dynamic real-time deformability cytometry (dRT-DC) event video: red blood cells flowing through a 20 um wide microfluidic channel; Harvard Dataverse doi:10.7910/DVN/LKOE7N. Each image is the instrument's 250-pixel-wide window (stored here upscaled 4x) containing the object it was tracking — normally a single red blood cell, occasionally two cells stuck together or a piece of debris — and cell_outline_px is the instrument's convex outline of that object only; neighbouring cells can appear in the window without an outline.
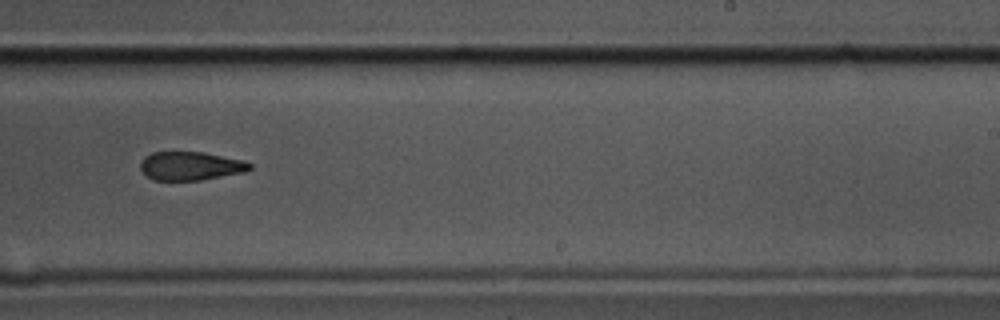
{"species": "common noctule bat (a hibernating species)", "species_latin": "Nyctalus noctula", "temperature_condition": "cold", "stored_images_in_passage": 11, "camera_frame_rate_fps": 3000, "um_per_image_px": 0.085, "animal": {"sex": "male", "body_mass_g": 17.5, "forearm_length_mm": 52.3}, "frame": {"image": 1, "passage_image": 10, "time_ms": 3.0, "image_size_px": [1000, 320], "cell_outline_px": [[252, 168], [244, 172], [200, 180], [152, 180], [140, 168], [140, 164], [144, 156], [152, 152], [204, 152], [244, 160], [252, 164]], "centroid_in_image_um": [16.2, 14.1], "position_along_channel_um": 272.8, "area_um2": 18.21}}
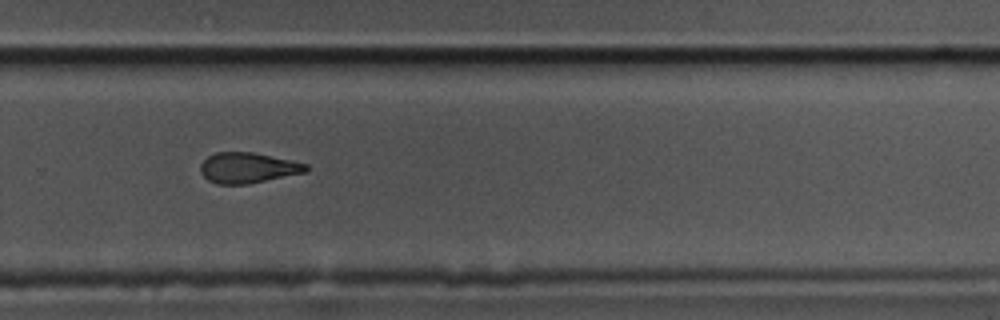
{"frame": {"image": 2, "passage_image": 11, "time_ms": 3.333, "image_size_px": [1000, 320], "cell_outline_px": [[308, 172], [248, 184], [216, 184], [208, 180], [200, 172], [200, 164], [208, 156], [216, 152], [252, 152], [292, 160], [308, 164]], "centroid_in_image_um": [21.08, 14.27], "position_along_channel_um": 308.7, "area_um2": 18.9}}